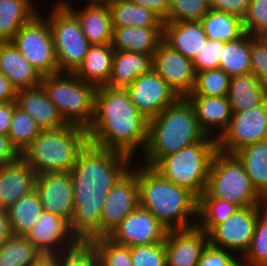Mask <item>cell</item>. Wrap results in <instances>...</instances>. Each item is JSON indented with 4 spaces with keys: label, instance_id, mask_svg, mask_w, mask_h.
I'll return each instance as SVG.
<instances>
[{
    "label": "cell",
    "instance_id": "cell-1",
    "mask_svg": "<svg viewBox=\"0 0 267 266\" xmlns=\"http://www.w3.org/2000/svg\"><path fill=\"white\" fill-rule=\"evenodd\" d=\"M132 161L128 155L90 143L80 152L68 172L74 198L69 229L77 241L90 242L99 238L105 200L112 187L134 164Z\"/></svg>",
    "mask_w": 267,
    "mask_h": 266
},
{
    "label": "cell",
    "instance_id": "cell-2",
    "mask_svg": "<svg viewBox=\"0 0 267 266\" xmlns=\"http://www.w3.org/2000/svg\"><path fill=\"white\" fill-rule=\"evenodd\" d=\"M149 120L141 114L126 89L101 86L96 89L93 119L86 129L89 143L134 159L145 149Z\"/></svg>",
    "mask_w": 267,
    "mask_h": 266
},
{
    "label": "cell",
    "instance_id": "cell-3",
    "mask_svg": "<svg viewBox=\"0 0 267 266\" xmlns=\"http://www.w3.org/2000/svg\"><path fill=\"white\" fill-rule=\"evenodd\" d=\"M137 165L139 205L151 212L168 230L197 225L198 199L187 189L161 176L152 167ZM195 217L194 221L192 218Z\"/></svg>",
    "mask_w": 267,
    "mask_h": 266
},
{
    "label": "cell",
    "instance_id": "cell-4",
    "mask_svg": "<svg viewBox=\"0 0 267 266\" xmlns=\"http://www.w3.org/2000/svg\"><path fill=\"white\" fill-rule=\"evenodd\" d=\"M206 137L198 124L191 102L187 97H179L149 120L142 164L152 167L163 156L175 153Z\"/></svg>",
    "mask_w": 267,
    "mask_h": 266
},
{
    "label": "cell",
    "instance_id": "cell-5",
    "mask_svg": "<svg viewBox=\"0 0 267 266\" xmlns=\"http://www.w3.org/2000/svg\"><path fill=\"white\" fill-rule=\"evenodd\" d=\"M88 143L85 128L68 124L63 128L42 130L21 153V158L37 175L68 173Z\"/></svg>",
    "mask_w": 267,
    "mask_h": 266
},
{
    "label": "cell",
    "instance_id": "cell-6",
    "mask_svg": "<svg viewBox=\"0 0 267 266\" xmlns=\"http://www.w3.org/2000/svg\"><path fill=\"white\" fill-rule=\"evenodd\" d=\"M217 151V140L207 136L175 153L163 156L152 168L198 199L206 189L210 166Z\"/></svg>",
    "mask_w": 267,
    "mask_h": 266
},
{
    "label": "cell",
    "instance_id": "cell-7",
    "mask_svg": "<svg viewBox=\"0 0 267 266\" xmlns=\"http://www.w3.org/2000/svg\"><path fill=\"white\" fill-rule=\"evenodd\" d=\"M199 198H216L239 208L267 206L253 188L243 163L235 154L217 151L213 157L205 191Z\"/></svg>",
    "mask_w": 267,
    "mask_h": 266
},
{
    "label": "cell",
    "instance_id": "cell-8",
    "mask_svg": "<svg viewBox=\"0 0 267 266\" xmlns=\"http://www.w3.org/2000/svg\"><path fill=\"white\" fill-rule=\"evenodd\" d=\"M41 85L67 124L87 129L94 115L96 87L74 73L43 76Z\"/></svg>",
    "mask_w": 267,
    "mask_h": 266
},
{
    "label": "cell",
    "instance_id": "cell-9",
    "mask_svg": "<svg viewBox=\"0 0 267 266\" xmlns=\"http://www.w3.org/2000/svg\"><path fill=\"white\" fill-rule=\"evenodd\" d=\"M46 18L51 30L60 73H74L82 64L91 45L77 17L63 4L56 2Z\"/></svg>",
    "mask_w": 267,
    "mask_h": 266
},
{
    "label": "cell",
    "instance_id": "cell-10",
    "mask_svg": "<svg viewBox=\"0 0 267 266\" xmlns=\"http://www.w3.org/2000/svg\"><path fill=\"white\" fill-rule=\"evenodd\" d=\"M40 14L38 12L16 32L12 43L43 77L59 73V69L48 20Z\"/></svg>",
    "mask_w": 267,
    "mask_h": 266
},
{
    "label": "cell",
    "instance_id": "cell-11",
    "mask_svg": "<svg viewBox=\"0 0 267 266\" xmlns=\"http://www.w3.org/2000/svg\"><path fill=\"white\" fill-rule=\"evenodd\" d=\"M265 207L238 208L226 221L208 233L209 244L234 255L239 254L242 259L251 245L258 215Z\"/></svg>",
    "mask_w": 267,
    "mask_h": 266
},
{
    "label": "cell",
    "instance_id": "cell-12",
    "mask_svg": "<svg viewBox=\"0 0 267 266\" xmlns=\"http://www.w3.org/2000/svg\"><path fill=\"white\" fill-rule=\"evenodd\" d=\"M267 140V99L256 107L232 113L225 132L217 139L218 151L235 154L249 144Z\"/></svg>",
    "mask_w": 267,
    "mask_h": 266
},
{
    "label": "cell",
    "instance_id": "cell-13",
    "mask_svg": "<svg viewBox=\"0 0 267 266\" xmlns=\"http://www.w3.org/2000/svg\"><path fill=\"white\" fill-rule=\"evenodd\" d=\"M138 205L137 167L132 166L108 193L100 217L99 237L109 236Z\"/></svg>",
    "mask_w": 267,
    "mask_h": 266
},
{
    "label": "cell",
    "instance_id": "cell-14",
    "mask_svg": "<svg viewBox=\"0 0 267 266\" xmlns=\"http://www.w3.org/2000/svg\"><path fill=\"white\" fill-rule=\"evenodd\" d=\"M126 90L137 110L148 120L179 98L153 69L137 77Z\"/></svg>",
    "mask_w": 267,
    "mask_h": 266
},
{
    "label": "cell",
    "instance_id": "cell-15",
    "mask_svg": "<svg viewBox=\"0 0 267 266\" xmlns=\"http://www.w3.org/2000/svg\"><path fill=\"white\" fill-rule=\"evenodd\" d=\"M167 231L151 212L138 205L108 237L118 244L132 247L164 242Z\"/></svg>",
    "mask_w": 267,
    "mask_h": 266
},
{
    "label": "cell",
    "instance_id": "cell-16",
    "mask_svg": "<svg viewBox=\"0 0 267 266\" xmlns=\"http://www.w3.org/2000/svg\"><path fill=\"white\" fill-rule=\"evenodd\" d=\"M152 69L175 91L187 97L195 85L193 61L162 41L152 57Z\"/></svg>",
    "mask_w": 267,
    "mask_h": 266
},
{
    "label": "cell",
    "instance_id": "cell-17",
    "mask_svg": "<svg viewBox=\"0 0 267 266\" xmlns=\"http://www.w3.org/2000/svg\"><path fill=\"white\" fill-rule=\"evenodd\" d=\"M41 254H56L73 247L78 241L62 217L43 210L37 224L25 236Z\"/></svg>",
    "mask_w": 267,
    "mask_h": 266
},
{
    "label": "cell",
    "instance_id": "cell-18",
    "mask_svg": "<svg viewBox=\"0 0 267 266\" xmlns=\"http://www.w3.org/2000/svg\"><path fill=\"white\" fill-rule=\"evenodd\" d=\"M208 244V234L197 225L168 230L164 240L167 266H196Z\"/></svg>",
    "mask_w": 267,
    "mask_h": 266
},
{
    "label": "cell",
    "instance_id": "cell-19",
    "mask_svg": "<svg viewBox=\"0 0 267 266\" xmlns=\"http://www.w3.org/2000/svg\"><path fill=\"white\" fill-rule=\"evenodd\" d=\"M35 190L43 210L58 215L69 223L74 211L73 183L69 173L38 174Z\"/></svg>",
    "mask_w": 267,
    "mask_h": 266
},
{
    "label": "cell",
    "instance_id": "cell-20",
    "mask_svg": "<svg viewBox=\"0 0 267 266\" xmlns=\"http://www.w3.org/2000/svg\"><path fill=\"white\" fill-rule=\"evenodd\" d=\"M86 2L85 7L76 11L70 0H58V3H63L77 17L91 45L112 43L113 25L109 6L106 2Z\"/></svg>",
    "mask_w": 267,
    "mask_h": 266
},
{
    "label": "cell",
    "instance_id": "cell-21",
    "mask_svg": "<svg viewBox=\"0 0 267 266\" xmlns=\"http://www.w3.org/2000/svg\"><path fill=\"white\" fill-rule=\"evenodd\" d=\"M37 174L20 157L0 167V210H7L25 195L35 191Z\"/></svg>",
    "mask_w": 267,
    "mask_h": 266
},
{
    "label": "cell",
    "instance_id": "cell-22",
    "mask_svg": "<svg viewBox=\"0 0 267 266\" xmlns=\"http://www.w3.org/2000/svg\"><path fill=\"white\" fill-rule=\"evenodd\" d=\"M16 102L36 121L41 130L63 128L68 125L48 98L42 85L18 90Z\"/></svg>",
    "mask_w": 267,
    "mask_h": 266
},
{
    "label": "cell",
    "instance_id": "cell-23",
    "mask_svg": "<svg viewBox=\"0 0 267 266\" xmlns=\"http://www.w3.org/2000/svg\"><path fill=\"white\" fill-rule=\"evenodd\" d=\"M187 98L195 110L198 124L205 135L216 140L220 138L228 128L232 116L228 97L187 96Z\"/></svg>",
    "mask_w": 267,
    "mask_h": 266
},
{
    "label": "cell",
    "instance_id": "cell-24",
    "mask_svg": "<svg viewBox=\"0 0 267 266\" xmlns=\"http://www.w3.org/2000/svg\"><path fill=\"white\" fill-rule=\"evenodd\" d=\"M207 40L200 21L164 22L163 41L192 61Z\"/></svg>",
    "mask_w": 267,
    "mask_h": 266
},
{
    "label": "cell",
    "instance_id": "cell-25",
    "mask_svg": "<svg viewBox=\"0 0 267 266\" xmlns=\"http://www.w3.org/2000/svg\"><path fill=\"white\" fill-rule=\"evenodd\" d=\"M0 71L17 90L41 85L40 73L21 55L12 42H0Z\"/></svg>",
    "mask_w": 267,
    "mask_h": 266
},
{
    "label": "cell",
    "instance_id": "cell-26",
    "mask_svg": "<svg viewBox=\"0 0 267 266\" xmlns=\"http://www.w3.org/2000/svg\"><path fill=\"white\" fill-rule=\"evenodd\" d=\"M163 41V27H113L114 50L149 54L153 57Z\"/></svg>",
    "mask_w": 267,
    "mask_h": 266
},
{
    "label": "cell",
    "instance_id": "cell-27",
    "mask_svg": "<svg viewBox=\"0 0 267 266\" xmlns=\"http://www.w3.org/2000/svg\"><path fill=\"white\" fill-rule=\"evenodd\" d=\"M114 51L111 43L90 45L82 64L74 74L96 88L106 86L112 72Z\"/></svg>",
    "mask_w": 267,
    "mask_h": 266
},
{
    "label": "cell",
    "instance_id": "cell-28",
    "mask_svg": "<svg viewBox=\"0 0 267 266\" xmlns=\"http://www.w3.org/2000/svg\"><path fill=\"white\" fill-rule=\"evenodd\" d=\"M152 69V56L129 51H114L112 72L106 86L126 89L137 77Z\"/></svg>",
    "mask_w": 267,
    "mask_h": 266
},
{
    "label": "cell",
    "instance_id": "cell-29",
    "mask_svg": "<svg viewBox=\"0 0 267 266\" xmlns=\"http://www.w3.org/2000/svg\"><path fill=\"white\" fill-rule=\"evenodd\" d=\"M228 100L232 113L252 109L267 99V88L253 73L230 77Z\"/></svg>",
    "mask_w": 267,
    "mask_h": 266
},
{
    "label": "cell",
    "instance_id": "cell-30",
    "mask_svg": "<svg viewBox=\"0 0 267 266\" xmlns=\"http://www.w3.org/2000/svg\"><path fill=\"white\" fill-rule=\"evenodd\" d=\"M235 155L243 163L253 188L267 202V140L244 146Z\"/></svg>",
    "mask_w": 267,
    "mask_h": 266
},
{
    "label": "cell",
    "instance_id": "cell-31",
    "mask_svg": "<svg viewBox=\"0 0 267 266\" xmlns=\"http://www.w3.org/2000/svg\"><path fill=\"white\" fill-rule=\"evenodd\" d=\"M42 211L36 190L17 200L6 210L12 235L26 236L37 224Z\"/></svg>",
    "mask_w": 267,
    "mask_h": 266
},
{
    "label": "cell",
    "instance_id": "cell-32",
    "mask_svg": "<svg viewBox=\"0 0 267 266\" xmlns=\"http://www.w3.org/2000/svg\"><path fill=\"white\" fill-rule=\"evenodd\" d=\"M32 0H0V42H12L16 32L38 13Z\"/></svg>",
    "mask_w": 267,
    "mask_h": 266
},
{
    "label": "cell",
    "instance_id": "cell-33",
    "mask_svg": "<svg viewBox=\"0 0 267 266\" xmlns=\"http://www.w3.org/2000/svg\"><path fill=\"white\" fill-rule=\"evenodd\" d=\"M106 3L111 11L113 27H163L164 25V22L151 10L130 0H110Z\"/></svg>",
    "mask_w": 267,
    "mask_h": 266
},
{
    "label": "cell",
    "instance_id": "cell-34",
    "mask_svg": "<svg viewBox=\"0 0 267 266\" xmlns=\"http://www.w3.org/2000/svg\"><path fill=\"white\" fill-rule=\"evenodd\" d=\"M200 22L208 39L224 43L237 40L245 33L243 19L238 15L223 11L209 9Z\"/></svg>",
    "mask_w": 267,
    "mask_h": 266
},
{
    "label": "cell",
    "instance_id": "cell-35",
    "mask_svg": "<svg viewBox=\"0 0 267 266\" xmlns=\"http://www.w3.org/2000/svg\"><path fill=\"white\" fill-rule=\"evenodd\" d=\"M251 35L244 33L234 41L224 44L219 67L230 77L251 73Z\"/></svg>",
    "mask_w": 267,
    "mask_h": 266
},
{
    "label": "cell",
    "instance_id": "cell-36",
    "mask_svg": "<svg viewBox=\"0 0 267 266\" xmlns=\"http://www.w3.org/2000/svg\"><path fill=\"white\" fill-rule=\"evenodd\" d=\"M40 255L25 236L12 235L0 245V266H30Z\"/></svg>",
    "mask_w": 267,
    "mask_h": 266
},
{
    "label": "cell",
    "instance_id": "cell-37",
    "mask_svg": "<svg viewBox=\"0 0 267 266\" xmlns=\"http://www.w3.org/2000/svg\"><path fill=\"white\" fill-rule=\"evenodd\" d=\"M239 207L216 198H198L197 226L207 234L226 221Z\"/></svg>",
    "mask_w": 267,
    "mask_h": 266
},
{
    "label": "cell",
    "instance_id": "cell-38",
    "mask_svg": "<svg viewBox=\"0 0 267 266\" xmlns=\"http://www.w3.org/2000/svg\"><path fill=\"white\" fill-rule=\"evenodd\" d=\"M41 131L36 121L16 105L12 115L8 137L17 151L21 154Z\"/></svg>",
    "mask_w": 267,
    "mask_h": 266
},
{
    "label": "cell",
    "instance_id": "cell-39",
    "mask_svg": "<svg viewBox=\"0 0 267 266\" xmlns=\"http://www.w3.org/2000/svg\"><path fill=\"white\" fill-rule=\"evenodd\" d=\"M229 84L230 76L220 68L197 72L194 88L188 96H227Z\"/></svg>",
    "mask_w": 267,
    "mask_h": 266
},
{
    "label": "cell",
    "instance_id": "cell-40",
    "mask_svg": "<svg viewBox=\"0 0 267 266\" xmlns=\"http://www.w3.org/2000/svg\"><path fill=\"white\" fill-rule=\"evenodd\" d=\"M241 266H267V206L259 213L251 245Z\"/></svg>",
    "mask_w": 267,
    "mask_h": 266
},
{
    "label": "cell",
    "instance_id": "cell-41",
    "mask_svg": "<svg viewBox=\"0 0 267 266\" xmlns=\"http://www.w3.org/2000/svg\"><path fill=\"white\" fill-rule=\"evenodd\" d=\"M90 242L96 249L99 266H132L130 247L118 244L108 236Z\"/></svg>",
    "mask_w": 267,
    "mask_h": 266
},
{
    "label": "cell",
    "instance_id": "cell-42",
    "mask_svg": "<svg viewBox=\"0 0 267 266\" xmlns=\"http://www.w3.org/2000/svg\"><path fill=\"white\" fill-rule=\"evenodd\" d=\"M209 9L205 0H169L168 18L165 22L201 21Z\"/></svg>",
    "mask_w": 267,
    "mask_h": 266
},
{
    "label": "cell",
    "instance_id": "cell-43",
    "mask_svg": "<svg viewBox=\"0 0 267 266\" xmlns=\"http://www.w3.org/2000/svg\"><path fill=\"white\" fill-rule=\"evenodd\" d=\"M57 266H99L98 255L91 242L78 241L73 247L56 253Z\"/></svg>",
    "mask_w": 267,
    "mask_h": 266
},
{
    "label": "cell",
    "instance_id": "cell-44",
    "mask_svg": "<svg viewBox=\"0 0 267 266\" xmlns=\"http://www.w3.org/2000/svg\"><path fill=\"white\" fill-rule=\"evenodd\" d=\"M132 266H167L164 242L130 247Z\"/></svg>",
    "mask_w": 267,
    "mask_h": 266
},
{
    "label": "cell",
    "instance_id": "cell-45",
    "mask_svg": "<svg viewBox=\"0 0 267 266\" xmlns=\"http://www.w3.org/2000/svg\"><path fill=\"white\" fill-rule=\"evenodd\" d=\"M243 29L251 36H263L267 31V0H251L243 18Z\"/></svg>",
    "mask_w": 267,
    "mask_h": 266
},
{
    "label": "cell",
    "instance_id": "cell-46",
    "mask_svg": "<svg viewBox=\"0 0 267 266\" xmlns=\"http://www.w3.org/2000/svg\"><path fill=\"white\" fill-rule=\"evenodd\" d=\"M224 44L219 40L208 39L193 59L195 72L218 68Z\"/></svg>",
    "mask_w": 267,
    "mask_h": 266
},
{
    "label": "cell",
    "instance_id": "cell-47",
    "mask_svg": "<svg viewBox=\"0 0 267 266\" xmlns=\"http://www.w3.org/2000/svg\"><path fill=\"white\" fill-rule=\"evenodd\" d=\"M251 73L267 88V42L251 36Z\"/></svg>",
    "mask_w": 267,
    "mask_h": 266
},
{
    "label": "cell",
    "instance_id": "cell-48",
    "mask_svg": "<svg viewBox=\"0 0 267 266\" xmlns=\"http://www.w3.org/2000/svg\"><path fill=\"white\" fill-rule=\"evenodd\" d=\"M241 262V259L235 258L233 253L208 244L196 266H241Z\"/></svg>",
    "mask_w": 267,
    "mask_h": 266
},
{
    "label": "cell",
    "instance_id": "cell-49",
    "mask_svg": "<svg viewBox=\"0 0 267 266\" xmlns=\"http://www.w3.org/2000/svg\"><path fill=\"white\" fill-rule=\"evenodd\" d=\"M251 0H213L209 5L212 10L223 11L244 18Z\"/></svg>",
    "mask_w": 267,
    "mask_h": 266
},
{
    "label": "cell",
    "instance_id": "cell-50",
    "mask_svg": "<svg viewBox=\"0 0 267 266\" xmlns=\"http://www.w3.org/2000/svg\"><path fill=\"white\" fill-rule=\"evenodd\" d=\"M21 154L12 145L8 135L0 134V167L17 161Z\"/></svg>",
    "mask_w": 267,
    "mask_h": 266
},
{
    "label": "cell",
    "instance_id": "cell-51",
    "mask_svg": "<svg viewBox=\"0 0 267 266\" xmlns=\"http://www.w3.org/2000/svg\"><path fill=\"white\" fill-rule=\"evenodd\" d=\"M143 8L151 10L163 22L168 18L169 0H130Z\"/></svg>",
    "mask_w": 267,
    "mask_h": 266
},
{
    "label": "cell",
    "instance_id": "cell-52",
    "mask_svg": "<svg viewBox=\"0 0 267 266\" xmlns=\"http://www.w3.org/2000/svg\"><path fill=\"white\" fill-rule=\"evenodd\" d=\"M17 102L0 103V134L8 135Z\"/></svg>",
    "mask_w": 267,
    "mask_h": 266
},
{
    "label": "cell",
    "instance_id": "cell-53",
    "mask_svg": "<svg viewBox=\"0 0 267 266\" xmlns=\"http://www.w3.org/2000/svg\"><path fill=\"white\" fill-rule=\"evenodd\" d=\"M17 91L10 80L0 71V103L16 101Z\"/></svg>",
    "mask_w": 267,
    "mask_h": 266
},
{
    "label": "cell",
    "instance_id": "cell-54",
    "mask_svg": "<svg viewBox=\"0 0 267 266\" xmlns=\"http://www.w3.org/2000/svg\"><path fill=\"white\" fill-rule=\"evenodd\" d=\"M12 236L5 210H0V245Z\"/></svg>",
    "mask_w": 267,
    "mask_h": 266
},
{
    "label": "cell",
    "instance_id": "cell-55",
    "mask_svg": "<svg viewBox=\"0 0 267 266\" xmlns=\"http://www.w3.org/2000/svg\"><path fill=\"white\" fill-rule=\"evenodd\" d=\"M30 266H57L56 254H41Z\"/></svg>",
    "mask_w": 267,
    "mask_h": 266
},
{
    "label": "cell",
    "instance_id": "cell-56",
    "mask_svg": "<svg viewBox=\"0 0 267 266\" xmlns=\"http://www.w3.org/2000/svg\"><path fill=\"white\" fill-rule=\"evenodd\" d=\"M262 38L267 42V31L263 34Z\"/></svg>",
    "mask_w": 267,
    "mask_h": 266
},
{
    "label": "cell",
    "instance_id": "cell-57",
    "mask_svg": "<svg viewBox=\"0 0 267 266\" xmlns=\"http://www.w3.org/2000/svg\"><path fill=\"white\" fill-rule=\"evenodd\" d=\"M90 1H94V2H107V1H110V0H90Z\"/></svg>",
    "mask_w": 267,
    "mask_h": 266
},
{
    "label": "cell",
    "instance_id": "cell-58",
    "mask_svg": "<svg viewBox=\"0 0 267 266\" xmlns=\"http://www.w3.org/2000/svg\"><path fill=\"white\" fill-rule=\"evenodd\" d=\"M205 1L210 5L213 0H205Z\"/></svg>",
    "mask_w": 267,
    "mask_h": 266
}]
</instances>
